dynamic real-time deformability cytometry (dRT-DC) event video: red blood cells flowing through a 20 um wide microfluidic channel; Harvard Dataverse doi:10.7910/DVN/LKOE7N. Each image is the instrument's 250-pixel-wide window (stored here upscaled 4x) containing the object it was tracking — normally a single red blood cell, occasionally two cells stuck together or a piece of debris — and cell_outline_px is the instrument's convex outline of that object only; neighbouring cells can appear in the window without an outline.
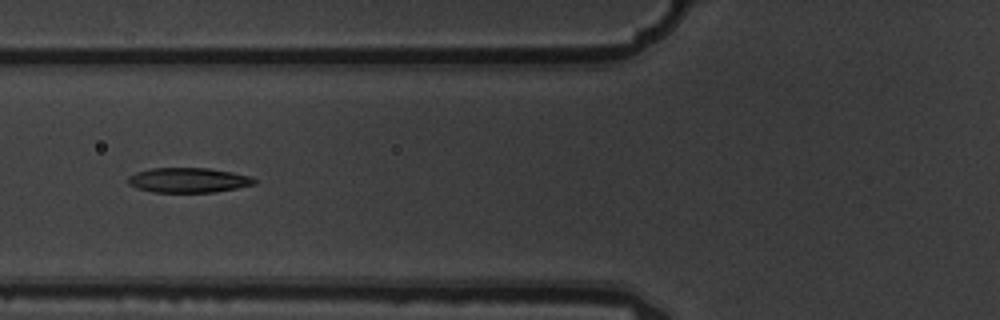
{"species": "common noctule bat (a hibernating species)", "species_latin": "Nyctalus noctula", "temperature_condition": "warm", "stored_images_in_passage": 10, "camera_frame_rate_fps": 3000, "um_per_image_px": 0.085, "animal": {"sex": "male", "body_mass_g": 19.5, "forearm_length_mm": 54.6}, "frame": {"image": 1, "passage_image": 7, "time_ms": 2.0, "image_size_px": [1000, 320], "cell_outline_px": [[256, 184], [236, 188], [212, 192], [152, 192], [136, 188], [128, 184], [128, 176], [136, 172], [152, 168], [208, 168], [232, 172], [248, 176], [256, 180]], "centroid_in_image_um": [15.97, 15.31], "position_along_channel_um": 109.8, "area_um2": 18.21}}
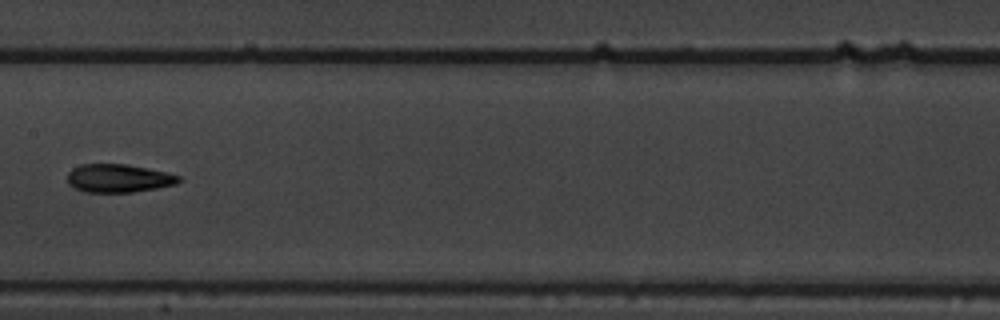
{"frame": {"image": 2, "passage_image": 9, "time_ms": 2.667, "image_size_px": [1000, 320], "cell_outline_px": [[180, 180], [176, 184], [156, 188], [132, 192], [84, 192], [68, 184], [68, 172], [72, 168], [80, 164], [128, 164], [168, 172], [180, 176]], "centroid_in_image_um": [10.07, 15.14], "position_along_channel_um": 197.3, "area_um2": 18.38}}
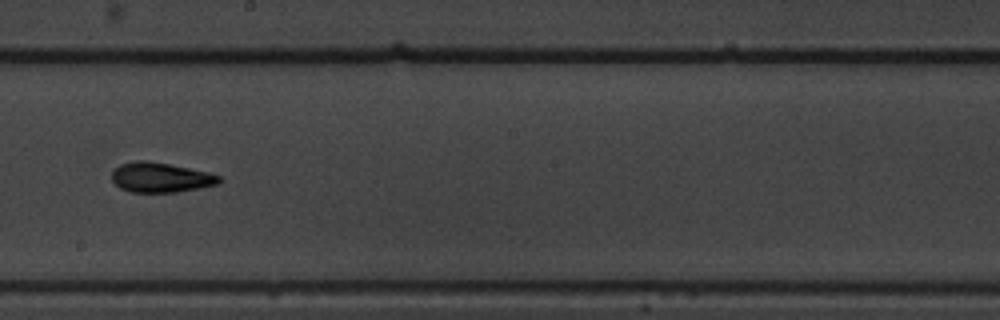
{"frame": {"image": 3, "passage_image": 10, "time_ms": 3.0, "image_size_px": [1000, 320], "cell_outline_px": [[224, 180], [220, 184], [200, 188], [176, 192], [132, 192], [120, 188], [112, 180], [112, 172], [120, 164], [136, 160], [144, 160], [168, 164], [208, 172], [220, 176]], "centroid_in_image_um": [13.69, 15.09], "position_along_channel_um": 234.5, "area_um2": 18.67}}